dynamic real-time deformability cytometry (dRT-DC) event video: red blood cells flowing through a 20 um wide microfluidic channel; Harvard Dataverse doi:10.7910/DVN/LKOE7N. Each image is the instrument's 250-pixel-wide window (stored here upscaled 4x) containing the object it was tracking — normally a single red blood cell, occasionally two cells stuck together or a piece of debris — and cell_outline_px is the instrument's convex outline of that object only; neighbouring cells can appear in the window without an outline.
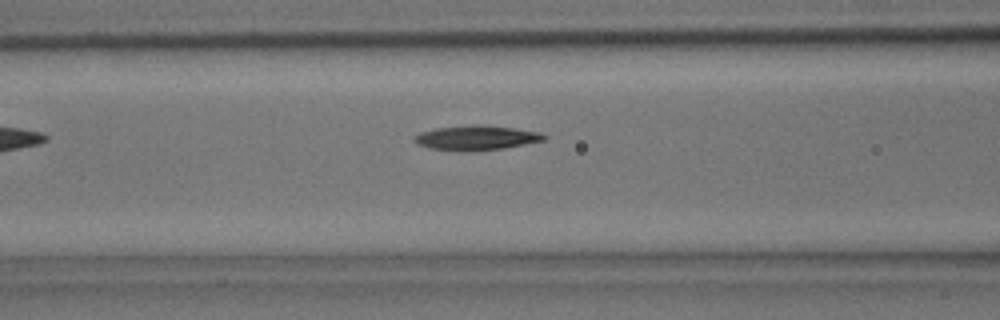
{"species": "common noctule bat (a hibernating species)", "species_latin": "Nyctalus noctula", "temperature_condition": "room temperature", "stored_images_in_passage": 5, "camera_frame_rate_fps": 3000, "um_per_image_px": 0.085, "animal": {"sex": "male", "body_mass_g": 15.6}, "frame": {"image": 1, "passage_image": 5, "time_ms": 1.333, "image_size_px": [1000, 320], "cell_outline_px": [[548, 136], [544, 140], [504, 148], [464, 152], [428, 148], [416, 144], [412, 140], [420, 132], [436, 128], [476, 124], [516, 128], [540, 132]], "centroid_in_image_um": [40.46, 11.72], "position_along_channel_um": 126.1, "area_um2": 18.73}}